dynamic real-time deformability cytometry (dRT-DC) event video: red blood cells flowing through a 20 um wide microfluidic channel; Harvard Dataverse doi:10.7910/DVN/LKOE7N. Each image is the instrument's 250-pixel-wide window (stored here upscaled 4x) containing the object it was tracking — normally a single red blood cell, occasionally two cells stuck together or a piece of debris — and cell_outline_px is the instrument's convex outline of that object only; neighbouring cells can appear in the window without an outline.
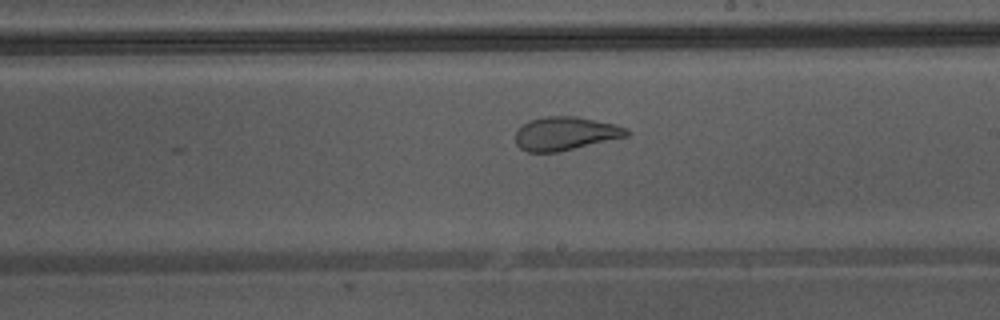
{"species": "Egyptian fruit bat (a non-hibernating species)", "species_latin": "Rousettus aegyptiacus", "temperature_condition": "warm", "stored_images_in_passage": 7, "segment_of_instrument_passage": [1, 2], "camera_frame_rate_fps": 3000, "um_per_image_px": 0.085, "animal": {"sex": "male"}, "frame": {"image": 1, "passage_image": 6, "time_ms": 1.667, "image_size_px": [1000, 320], "cell_outline_px": [[632, 132], [628, 136], [560, 152], [528, 152], [520, 148], [516, 144], [516, 132], [528, 120], [544, 116], [576, 116], [616, 124], [628, 128]], "centroid_in_image_um": [48.1, 11.35], "position_along_channel_um": 240.9, "area_um2": 21.91}}